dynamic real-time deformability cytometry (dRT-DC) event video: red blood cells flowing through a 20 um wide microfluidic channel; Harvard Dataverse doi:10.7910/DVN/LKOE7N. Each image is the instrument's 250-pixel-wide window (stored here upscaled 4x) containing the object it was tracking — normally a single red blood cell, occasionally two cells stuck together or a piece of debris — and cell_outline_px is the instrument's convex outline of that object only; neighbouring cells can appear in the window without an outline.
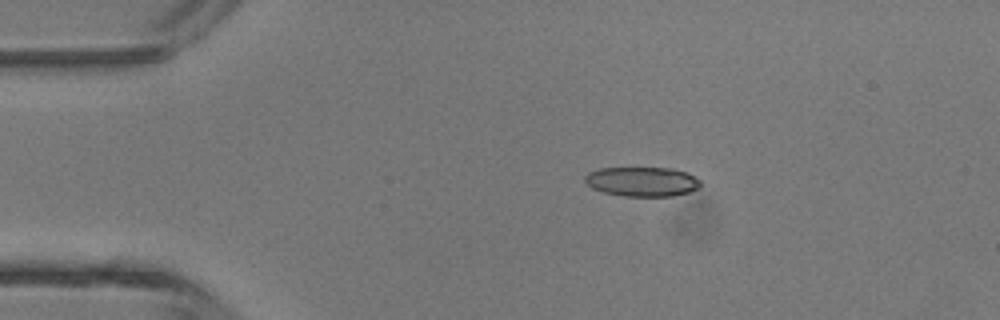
{"species": "common noctule bat (a hibernating species)", "species_latin": "Nyctalus noctula", "temperature_condition": "room temperature", "stored_images_in_passage": 3, "camera_frame_rate_fps": 3000, "um_per_image_px": 0.085, "animal": {"sex": "male", "body_mass_g": 13.3}, "frame": {"image": 1, "passage_image": 2, "time_ms": 2.0, "image_size_px": [1000, 320], "cell_outline_px": [[700, 188], [688, 192], [672, 196], [624, 196], [604, 192], [592, 188], [584, 180], [584, 176], [588, 172], [600, 168], [672, 168], [688, 172], [700, 180]], "centroid_in_image_um": [54.59, 15.43], "position_along_channel_um": 30.4, "area_um2": 19.94}}